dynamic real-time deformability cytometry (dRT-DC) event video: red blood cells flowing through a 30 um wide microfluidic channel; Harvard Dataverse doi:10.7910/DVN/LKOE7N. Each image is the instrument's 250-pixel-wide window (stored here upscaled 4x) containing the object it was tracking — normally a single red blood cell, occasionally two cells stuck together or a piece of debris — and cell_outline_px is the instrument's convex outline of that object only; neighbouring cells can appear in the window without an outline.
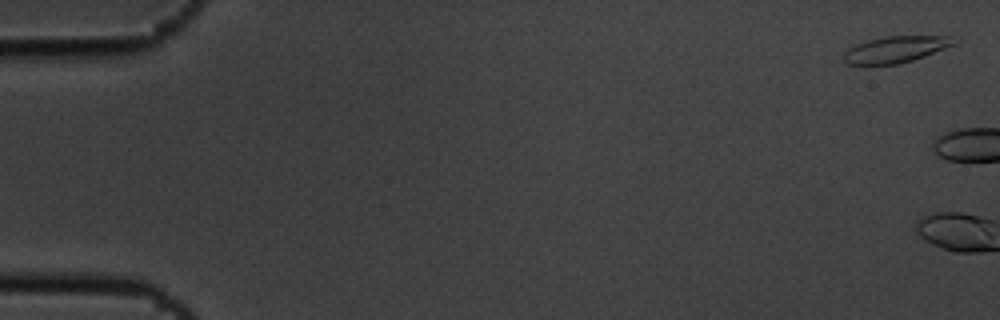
{"species": "common noctule bat (a hibernating species)", "species_latin": "Nyctalus noctula", "temperature_condition": "cold", "stored_images_in_passage": 6, "camera_frame_rate_fps": 3000, "um_per_image_px": 0.085, "animal": {"sex": "male", "body_mass_g": 19.5, "forearm_length_mm": 54.6}, "frame": {"image": 1, "passage_image": 1, "time_ms": 0.0, "image_size_px": [1000, 320], "cell_outline_px": [[960, 40], [956, 44], [924, 56], [912, 60], [896, 64], [864, 68], [848, 64], [844, 60], [844, 52], [848, 48], [856, 44], [868, 40], [888, 36], [948, 36]], "centroid_in_image_um": [76.07, 4.24], "position_along_channel_um": 8.9, "area_um2": 17.51}}